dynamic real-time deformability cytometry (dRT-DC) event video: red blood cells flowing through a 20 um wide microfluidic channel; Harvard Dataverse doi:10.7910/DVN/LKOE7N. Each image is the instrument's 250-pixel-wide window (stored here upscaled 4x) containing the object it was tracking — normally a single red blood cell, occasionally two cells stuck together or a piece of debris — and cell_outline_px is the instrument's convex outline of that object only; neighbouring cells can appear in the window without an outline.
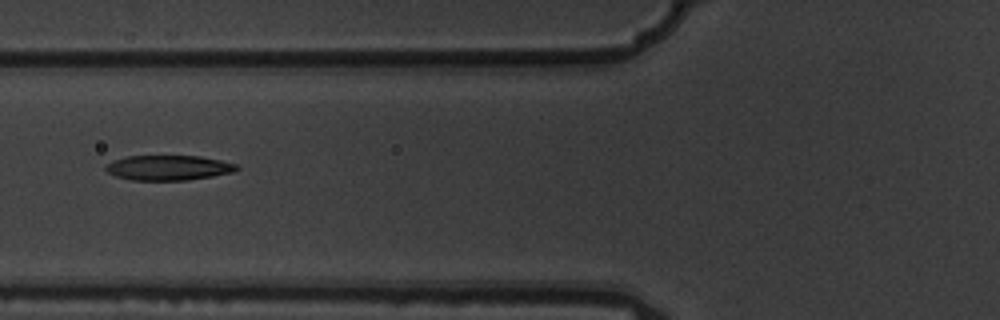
{"species": "common noctule bat (a hibernating species)", "species_latin": "Nyctalus noctula", "temperature_condition": "warm", "stored_images_in_passage": 13, "camera_frame_rate_fps": 3000, "um_per_image_px": 0.085, "animal": {"sex": "male", "body_mass_g": 19.5, "forearm_length_mm": 54.6}, "frame": {"image": 1, "passage_image": 4, "time_ms": 1.0, "image_size_px": [1000, 320], "cell_outline_px": [[240, 168], [232, 172], [212, 176], [188, 180], [132, 180], [116, 176], [108, 172], [104, 168], [112, 160], [124, 156], [200, 156], [220, 160], [236, 164]], "centroid_in_image_um": [14.3, 14.25], "position_along_channel_um": 111.5, "area_um2": 19.02}}
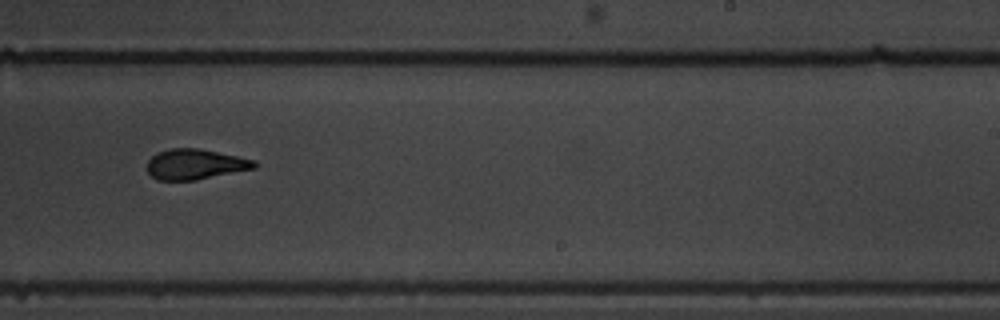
{"frame": {"image": 2, "passage_image": 8, "time_ms": 2.333, "image_size_px": [1000, 320], "cell_outline_px": [[256, 168], [196, 180], [156, 180], [148, 172], [148, 160], [156, 152], [168, 148], [200, 148], [256, 160]], "centroid_in_image_um": [16.58, 13.95], "position_along_channel_um": 272.4, "area_um2": 19.07}}
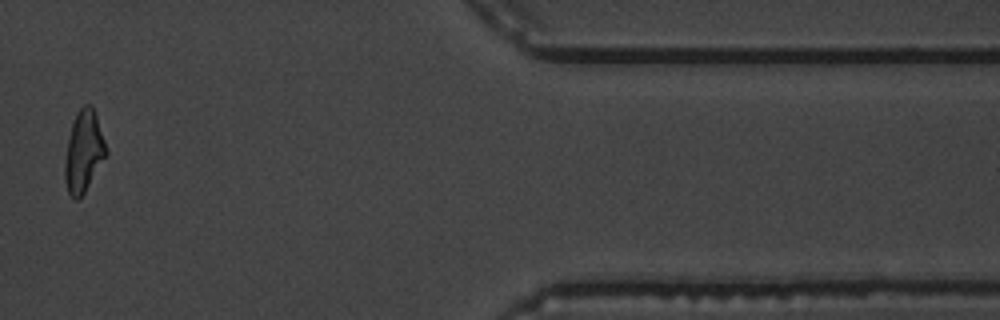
{"frame": {"image": 3, "passage_image": 12, "time_ms": 3.667, "image_size_px": [1000, 320], "cell_outline_px": [[108, 152], [84, 192], [76, 200], [68, 192], [64, 176], [64, 160], [68, 136], [76, 112], [84, 104], [92, 104], [96, 112]], "centroid_in_image_um": [7.1, 12.81], "position_along_channel_um": 404.3, "area_um2": 19.54}}